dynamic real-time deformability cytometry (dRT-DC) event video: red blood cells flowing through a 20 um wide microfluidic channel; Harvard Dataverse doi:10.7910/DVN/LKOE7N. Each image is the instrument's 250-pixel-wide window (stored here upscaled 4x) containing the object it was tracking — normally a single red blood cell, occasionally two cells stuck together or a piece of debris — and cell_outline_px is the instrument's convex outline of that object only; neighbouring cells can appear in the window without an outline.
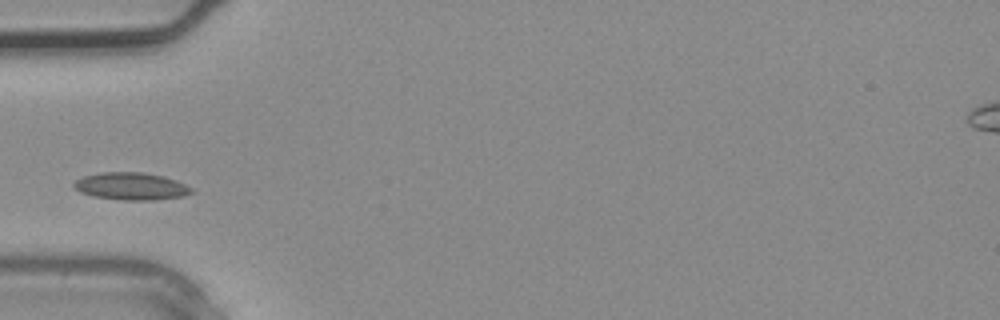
{"species": "common noctule bat (a hibernating species)", "species_latin": "Nyctalus noctula", "temperature_condition": "warm", "stored_images_in_passage": 2, "camera_frame_rate_fps": 3000, "um_per_image_px": 0.085, "animal": {"sex": "male", "body_mass_g": 20.4}, "frame": {"image": 1, "passage_image": 2, "time_ms": 0.333, "image_size_px": [1000, 320], "cell_outline_px": [[196, 192], [184, 196], [152, 200], [124, 200], [96, 196], [80, 192], [72, 188], [72, 184], [76, 180], [84, 176], [100, 172], [144, 172], [164, 176], [176, 180], [192, 188]], "centroid_in_image_um": [11.16, 15.82], "position_along_channel_um": 73.8, "area_um2": 18.84}}